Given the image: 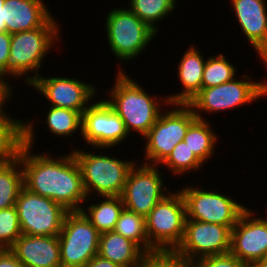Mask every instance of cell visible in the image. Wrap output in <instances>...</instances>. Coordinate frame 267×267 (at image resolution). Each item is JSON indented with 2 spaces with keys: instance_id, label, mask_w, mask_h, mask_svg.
<instances>
[{
  "instance_id": "6da1fadb",
  "label": "cell",
  "mask_w": 267,
  "mask_h": 267,
  "mask_svg": "<svg viewBox=\"0 0 267 267\" xmlns=\"http://www.w3.org/2000/svg\"><path fill=\"white\" fill-rule=\"evenodd\" d=\"M36 126L24 121V144L19 152L23 168L24 187L30 192L49 198L68 211H80L88 202L80 167L72 149L67 155L51 157L49 153H34ZM87 201V202H86Z\"/></svg>"
},
{
  "instance_id": "7a4b0ae2",
  "label": "cell",
  "mask_w": 267,
  "mask_h": 267,
  "mask_svg": "<svg viewBox=\"0 0 267 267\" xmlns=\"http://www.w3.org/2000/svg\"><path fill=\"white\" fill-rule=\"evenodd\" d=\"M116 72V80L105 100L122 119L129 135L134 130L143 138L155 124L161 110L170 105L168 98L166 95L151 96L120 67Z\"/></svg>"
},
{
  "instance_id": "3957f363",
  "label": "cell",
  "mask_w": 267,
  "mask_h": 267,
  "mask_svg": "<svg viewBox=\"0 0 267 267\" xmlns=\"http://www.w3.org/2000/svg\"><path fill=\"white\" fill-rule=\"evenodd\" d=\"M59 32L60 28H35L11 34L7 80L12 77L16 80L25 77L26 83L23 84L29 86L40 75L39 70L44 63L42 61L51 51V47L53 51L54 44L60 40Z\"/></svg>"
},
{
  "instance_id": "277c9868",
  "label": "cell",
  "mask_w": 267,
  "mask_h": 267,
  "mask_svg": "<svg viewBox=\"0 0 267 267\" xmlns=\"http://www.w3.org/2000/svg\"><path fill=\"white\" fill-rule=\"evenodd\" d=\"M84 150L74 148L72 152L81 170L87 198L91 199L89 197L95 193L98 197L121 196L135 161L119 159L115 155L111 157L101 151L97 154L95 150L92 153Z\"/></svg>"
},
{
  "instance_id": "5b68a950",
  "label": "cell",
  "mask_w": 267,
  "mask_h": 267,
  "mask_svg": "<svg viewBox=\"0 0 267 267\" xmlns=\"http://www.w3.org/2000/svg\"><path fill=\"white\" fill-rule=\"evenodd\" d=\"M105 35L111 53L125 62L139 57L157 33L128 8H112L105 17Z\"/></svg>"
},
{
  "instance_id": "8992f818",
  "label": "cell",
  "mask_w": 267,
  "mask_h": 267,
  "mask_svg": "<svg viewBox=\"0 0 267 267\" xmlns=\"http://www.w3.org/2000/svg\"><path fill=\"white\" fill-rule=\"evenodd\" d=\"M243 79V80H242ZM241 80L237 76L221 85L202 88L188 103L197 118L205 120L203 113L213 114L239 108L267 96V79L252 81L243 74ZM203 112L202 115L200 112Z\"/></svg>"
},
{
  "instance_id": "52a82bcc",
  "label": "cell",
  "mask_w": 267,
  "mask_h": 267,
  "mask_svg": "<svg viewBox=\"0 0 267 267\" xmlns=\"http://www.w3.org/2000/svg\"><path fill=\"white\" fill-rule=\"evenodd\" d=\"M171 110H162L155 124L144 136V164L159 166L172 152L174 147L182 142L190 124L197 118L188 104L173 103ZM175 107V108H174Z\"/></svg>"
},
{
  "instance_id": "ba28073f",
  "label": "cell",
  "mask_w": 267,
  "mask_h": 267,
  "mask_svg": "<svg viewBox=\"0 0 267 267\" xmlns=\"http://www.w3.org/2000/svg\"><path fill=\"white\" fill-rule=\"evenodd\" d=\"M185 220L183 195L170 191L145 217L149 243L159 253L173 252L183 239Z\"/></svg>"
},
{
  "instance_id": "9c48e42d",
  "label": "cell",
  "mask_w": 267,
  "mask_h": 267,
  "mask_svg": "<svg viewBox=\"0 0 267 267\" xmlns=\"http://www.w3.org/2000/svg\"><path fill=\"white\" fill-rule=\"evenodd\" d=\"M21 233L30 236H58L66 214L61 204L23 187L15 203Z\"/></svg>"
},
{
  "instance_id": "30bf717a",
  "label": "cell",
  "mask_w": 267,
  "mask_h": 267,
  "mask_svg": "<svg viewBox=\"0 0 267 267\" xmlns=\"http://www.w3.org/2000/svg\"><path fill=\"white\" fill-rule=\"evenodd\" d=\"M100 233L81 211H69L58 235L61 267H85L98 255Z\"/></svg>"
},
{
  "instance_id": "8fae6325",
  "label": "cell",
  "mask_w": 267,
  "mask_h": 267,
  "mask_svg": "<svg viewBox=\"0 0 267 267\" xmlns=\"http://www.w3.org/2000/svg\"><path fill=\"white\" fill-rule=\"evenodd\" d=\"M186 206V218L207 223L234 226L247 209L231 196L196 186L179 189Z\"/></svg>"
},
{
  "instance_id": "7c38bea8",
  "label": "cell",
  "mask_w": 267,
  "mask_h": 267,
  "mask_svg": "<svg viewBox=\"0 0 267 267\" xmlns=\"http://www.w3.org/2000/svg\"><path fill=\"white\" fill-rule=\"evenodd\" d=\"M159 167L136 162L131 168L121 194L127 210L146 217L156 204L169 194V189L163 183L166 175L161 174L164 172H160Z\"/></svg>"
},
{
  "instance_id": "4fadbf2b",
  "label": "cell",
  "mask_w": 267,
  "mask_h": 267,
  "mask_svg": "<svg viewBox=\"0 0 267 267\" xmlns=\"http://www.w3.org/2000/svg\"><path fill=\"white\" fill-rule=\"evenodd\" d=\"M233 227L186 218L183 239L172 253L186 261L229 253Z\"/></svg>"
},
{
  "instance_id": "5bb4252c",
  "label": "cell",
  "mask_w": 267,
  "mask_h": 267,
  "mask_svg": "<svg viewBox=\"0 0 267 267\" xmlns=\"http://www.w3.org/2000/svg\"><path fill=\"white\" fill-rule=\"evenodd\" d=\"M95 101V102H94ZM82 113V133L87 145L107 151L125 143L129 137L125 124L105 98L94 100Z\"/></svg>"
},
{
  "instance_id": "9a60e30c",
  "label": "cell",
  "mask_w": 267,
  "mask_h": 267,
  "mask_svg": "<svg viewBox=\"0 0 267 267\" xmlns=\"http://www.w3.org/2000/svg\"><path fill=\"white\" fill-rule=\"evenodd\" d=\"M253 215L256 213L250 208L241 214L230 239V253L248 267L262 263L267 253V215Z\"/></svg>"
},
{
  "instance_id": "2e32d148",
  "label": "cell",
  "mask_w": 267,
  "mask_h": 267,
  "mask_svg": "<svg viewBox=\"0 0 267 267\" xmlns=\"http://www.w3.org/2000/svg\"><path fill=\"white\" fill-rule=\"evenodd\" d=\"M37 93H41L50 103L49 106L68 108L84 112L97 97L96 86L79 78L44 77L40 75L29 84Z\"/></svg>"
},
{
  "instance_id": "e0dca14e",
  "label": "cell",
  "mask_w": 267,
  "mask_h": 267,
  "mask_svg": "<svg viewBox=\"0 0 267 267\" xmlns=\"http://www.w3.org/2000/svg\"><path fill=\"white\" fill-rule=\"evenodd\" d=\"M237 23L267 69V0H230Z\"/></svg>"
},
{
  "instance_id": "ac0fdd59",
  "label": "cell",
  "mask_w": 267,
  "mask_h": 267,
  "mask_svg": "<svg viewBox=\"0 0 267 267\" xmlns=\"http://www.w3.org/2000/svg\"><path fill=\"white\" fill-rule=\"evenodd\" d=\"M43 0H5L4 15L9 34L35 28H60Z\"/></svg>"
},
{
  "instance_id": "d6986e66",
  "label": "cell",
  "mask_w": 267,
  "mask_h": 267,
  "mask_svg": "<svg viewBox=\"0 0 267 267\" xmlns=\"http://www.w3.org/2000/svg\"><path fill=\"white\" fill-rule=\"evenodd\" d=\"M9 249L25 267H61L58 236L22 234Z\"/></svg>"
},
{
  "instance_id": "ffe728a7",
  "label": "cell",
  "mask_w": 267,
  "mask_h": 267,
  "mask_svg": "<svg viewBox=\"0 0 267 267\" xmlns=\"http://www.w3.org/2000/svg\"><path fill=\"white\" fill-rule=\"evenodd\" d=\"M194 44L185 51L181 60H179L177 76L181 82L182 91L167 94L170 104L183 103L188 104L190 100L202 89V79L206 59L201 50L196 49Z\"/></svg>"
},
{
  "instance_id": "44dd1931",
  "label": "cell",
  "mask_w": 267,
  "mask_h": 267,
  "mask_svg": "<svg viewBox=\"0 0 267 267\" xmlns=\"http://www.w3.org/2000/svg\"><path fill=\"white\" fill-rule=\"evenodd\" d=\"M98 255L121 267H142L147 256L136 243L114 231L100 234Z\"/></svg>"
},
{
  "instance_id": "7402d4cb",
  "label": "cell",
  "mask_w": 267,
  "mask_h": 267,
  "mask_svg": "<svg viewBox=\"0 0 267 267\" xmlns=\"http://www.w3.org/2000/svg\"><path fill=\"white\" fill-rule=\"evenodd\" d=\"M88 208H81V212L92 223L100 234L113 231L123 211L124 204L121 196H102ZM97 202V203H96Z\"/></svg>"
},
{
  "instance_id": "603a6c76",
  "label": "cell",
  "mask_w": 267,
  "mask_h": 267,
  "mask_svg": "<svg viewBox=\"0 0 267 267\" xmlns=\"http://www.w3.org/2000/svg\"><path fill=\"white\" fill-rule=\"evenodd\" d=\"M210 125V122L206 119L196 118L190 124L183 139L203 164L213 158L215 146L218 142V134L214 132Z\"/></svg>"
},
{
  "instance_id": "cb8c5ba5",
  "label": "cell",
  "mask_w": 267,
  "mask_h": 267,
  "mask_svg": "<svg viewBox=\"0 0 267 267\" xmlns=\"http://www.w3.org/2000/svg\"><path fill=\"white\" fill-rule=\"evenodd\" d=\"M24 120L12 115L0 123V165L18 158L24 144Z\"/></svg>"
},
{
  "instance_id": "d4e9b609",
  "label": "cell",
  "mask_w": 267,
  "mask_h": 267,
  "mask_svg": "<svg viewBox=\"0 0 267 267\" xmlns=\"http://www.w3.org/2000/svg\"><path fill=\"white\" fill-rule=\"evenodd\" d=\"M113 231L136 243L147 255L159 253L149 243L145 217L135 212L124 208Z\"/></svg>"
},
{
  "instance_id": "484cf974",
  "label": "cell",
  "mask_w": 267,
  "mask_h": 267,
  "mask_svg": "<svg viewBox=\"0 0 267 267\" xmlns=\"http://www.w3.org/2000/svg\"><path fill=\"white\" fill-rule=\"evenodd\" d=\"M23 187L24 175L19 157L12 162L0 165V210L15 206Z\"/></svg>"
},
{
  "instance_id": "4316f807",
  "label": "cell",
  "mask_w": 267,
  "mask_h": 267,
  "mask_svg": "<svg viewBox=\"0 0 267 267\" xmlns=\"http://www.w3.org/2000/svg\"><path fill=\"white\" fill-rule=\"evenodd\" d=\"M46 127L54 136L72 137L75 132L82 133V112L68 108L52 107L46 110ZM74 133V134H73Z\"/></svg>"
},
{
  "instance_id": "83f0119b",
  "label": "cell",
  "mask_w": 267,
  "mask_h": 267,
  "mask_svg": "<svg viewBox=\"0 0 267 267\" xmlns=\"http://www.w3.org/2000/svg\"><path fill=\"white\" fill-rule=\"evenodd\" d=\"M177 0H128L129 9L158 33L157 22L174 13Z\"/></svg>"
},
{
  "instance_id": "f1b7e54d",
  "label": "cell",
  "mask_w": 267,
  "mask_h": 267,
  "mask_svg": "<svg viewBox=\"0 0 267 267\" xmlns=\"http://www.w3.org/2000/svg\"><path fill=\"white\" fill-rule=\"evenodd\" d=\"M235 64L228 61L226 56L218 53L216 56L206 58L202 88L215 87L226 83L236 77Z\"/></svg>"
},
{
  "instance_id": "f546056e",
  "label": "cell",
  "mask_w": 267,
  "mask_h": 267,
  "mask_svg": "<svg viewBox=\"0 0 267 267\" xmlns=\"http://www.w3.org/2000/svg\"><path fill=\"white\" fill-rule=\"evenodd\" d=\"M160 165L170 170L173 176L178 175V177L179 174L181 177L190 171L191 173L198 171L204 166L184 141L179 142Z\"/></svg>"
},
{
  "instance_id": "4dcf8cb0",
  "label": "cell",
  "mask_w": 267,
  "mask_h": 267,
  "mask_svg": "<svg viewBox=\"0 0 267 267\" xmlns=\"http://www.w3.org/2000/svg\"><path fill=\"white\" fill-rule=\"evenodd\" d=\"M21 227L16 207L0 210V247L10 248L21 236Z\"/></svg>"
},
{
  "instance_id": "1f68e13d",
  "label": "cell",
  "mask_w": 267,
  "mask_h": 267,
  "mask_svg": "<svg viewBox=\"0 0 267 267\" xmlns=\"http://www.w3.org/2000/svg\"><path fill=\"white\" fill-rule=\"evenodd\" d=\"M142 267H189L188 261L181 259L172 252L147 255Z\"/></svg>"
},
{
  "instance_id": "d6a6232c",
  "label": "cell",
  "mask_w": 267,
  "mask_h": 267,
  "mask_svg": "<svg viewBox=\"0 0 267 267\" xmlns=\"http://www.w3.org/2000/svg\"><path fill=\"white\" fill-rule=\"evenodd\" d=\"M11 34L0 32V77L7 80V61L10 56Z\"/></svg>"
},
{
  "instance_id": "836d02e7",
  "label": "cell",
  "mask_w": 267,
  "mask_h": 267,
  "mask_svg": "<svg viewBox=\"0 0 267 267\" xmlns=\"http://www.w3.org/2000/svg\"><path fill=\"white\" fill-rule=\"evenodd\" d=\"M9 82L11 81H8L6 79H3L0 82V123L9 116V114L6 111L7 109H5V106L10 101L14 93L12 88L13 87L12 82L11 83Z\"/></svg>"
},
{
  "instance_id": "e575fe53",
  "label": "cell",
  "mask_w": 267,
  "mask_h": 267,
  "mask_svg": "<svg viewBox=\"0 0 267 267\" xmlns=\"http://www.w3.org/2000/svg\"><path fill=\"white\" fill-rule=\"evenodd\" d=\"M214 267H248V266L229 252L226 254L214 255Z\"/></svg>"
},
{
  "instance_id": "d590c367",
  "label": "cell",
  "mask_w": 267,
  "mask_h": 267,
  "mask_svg": "<svg viewBox=\"0 0 267 267\" xmlns=\"http://www.w3.org/2000/svg\"><path fill=\"white\" fill-rule=\"evenodd\" d=\"M0 267H25L9 248L0 250Z\"/></svg>"
},
{
  "instance_id": "8d00e7d4",
  "label": "cell",
  "mask_w": 267,
  "mask_h": 267,
  "mask_svg": "<svg viewBox=\"0 0 267 267\" xmlns=\"http://www.w3.org/2000/svg\"><path fill=\"white\" fill-rule=\"evenodd\" d=\"M85 267H121L119 264L104 259L99 255L94 256Z\"/></svg>"
},
{
  "instance_id": "74e56055",
  "label": "cell",
  "mask_w": 267,
  "mask_h": 267,
  "mask_svg": "<svg viewBox=\"0 0 267 267\" xmlns=\"http://www.w3.org/2000/svg\"><path fill=\"white\" fill-rule=\"evenodd\" d=\"M189 267H214V255L198 260L188 261Z\"/></svg>"
},
{
  "instance_id": "f35d334b",
  "label": "cell",
  "mask_w": 267,
  "mask_h": 267,
  "mask_svg": "<svg viewBox=\"0 0 267 267\" xmlns=\"http://www.w3.org/2000/svg\"><path fill=\"white\" fill-rule=\"evenodd\" d=\"M0 32H7L5 24L4 5L2 7V12H0Z\"/></svg>"
},
{
  "instance_id": "ab89813d",
  "label": "cell",
  "mask_w": 267,
  "mask_h": 267,
  "mask_svg": "<svg viewBox=\"0 0 267 267\" xmlns=\"http://www.w3.org/2000/svg\"><path fill=\"white\" fill-rule=\"evenodd\" d=\"M5 3V0H0V12H2V7Z\"/></svg>"
},
{
  "instance_id": "60d3db41",
  "label": "cell",
  "mask_w": 267,
  "mask_h": 267,
  "mask_svg": "<svg viewBox=\"0 0 267 267\" xmlns=\"http://www.w3.org/2000/svg\"><path fill=\"white\" fill-rule=\"evenodd\" d=\"M260 264H267V253H266V255H265V257H264L262 263H260Z\"/></svg>"
},
{
  "instance_id": "b9f144b4",
  "label": "cell",
  "mask_w": 267,
  "mask_h": 267,
  "mask_svg": "<svg viewBox=\"0 0 267 267\" xmlns=\"http://www.w3.org/2000/svg\"><path fill=\"white\" fill-rule=\"evenodd\" d=\"M258 267H267V264H258Z\"/></svg>"
}]
</instances>
